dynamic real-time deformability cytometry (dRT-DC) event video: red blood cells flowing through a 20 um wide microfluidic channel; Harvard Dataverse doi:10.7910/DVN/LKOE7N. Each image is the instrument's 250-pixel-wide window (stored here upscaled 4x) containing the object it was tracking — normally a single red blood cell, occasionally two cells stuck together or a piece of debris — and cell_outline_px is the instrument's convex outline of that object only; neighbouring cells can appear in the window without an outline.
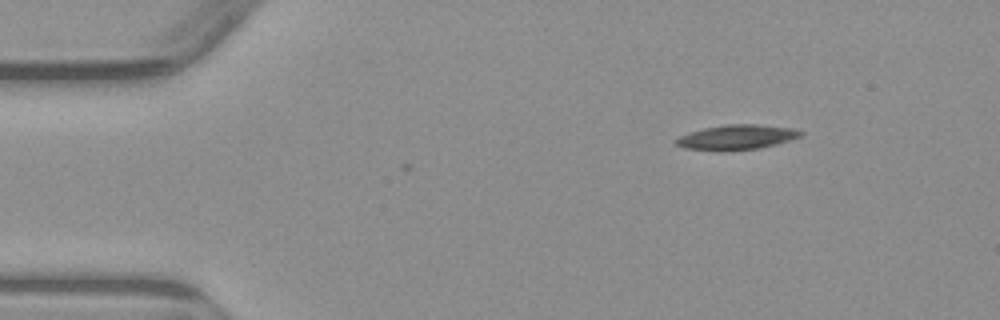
{"species": "common noctule bat (a hibernating species)", "species_latin": "Nyctalus noctula", "temperature_condition": "warm", "stored_images_in_passage": 4, "camera_frame_rate_fps": 3000, "um_per_image_px": 0.085, "animal": {"sex": "male", "body_mass_g": 23.1, "forearm_length_mm": 52.7}, "frame": {"image": 1, "passage_image": 4, "time_ms": 3.667, "image_size_px": [1000, 320], "cell_outline_px": [[804, 132], [800, 136], [776, 144], [756, 148], [724, 152], [720, 152], [684, 148], [676, 144], [672, 140], [680, 136], [704, 128], [728, 124], [756, 124], [792, 128]], "centroid_in_image_um": [62.56, 11.68], "position_along_channel_um": 22.4, "area_um2": 18.03}}